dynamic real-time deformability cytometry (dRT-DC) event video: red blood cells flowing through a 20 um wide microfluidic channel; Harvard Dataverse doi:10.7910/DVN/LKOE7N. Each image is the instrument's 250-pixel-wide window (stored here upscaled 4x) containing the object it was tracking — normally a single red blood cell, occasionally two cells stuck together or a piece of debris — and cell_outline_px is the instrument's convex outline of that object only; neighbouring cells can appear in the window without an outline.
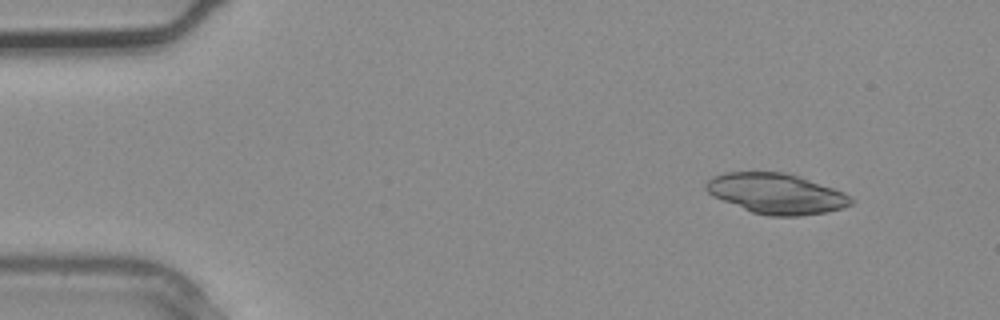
{"species": "common noctule bat (a hibernating species)", "species_latin": "Nyctalus noctula", "temperature_condition": "warm", "stored_images_in_passage": 3, "camera_frame_rate_fps": 3000, "um_per_image_px": 0.085, "animal": {"sex": "male", "body_mass_g": 20.4}, "frame": {"image": 1, "passage_image": 1, "time_ms": 0.0, "image_size_px": [1000, 320], "cell_outline_px": [[856, 200], [852, 204], [844, 208], [828, 212], [800, 216], [768, 216], [752, 212], [712, 196], [704, 188], [704, 184], [712, 176], [724, 172], [784, 172], [844, 192], [852, 196]], "centroid_in_image_um": [65.99, 16.47], "position_along_channel_um": 19.0, "area_um2": 34.16}}